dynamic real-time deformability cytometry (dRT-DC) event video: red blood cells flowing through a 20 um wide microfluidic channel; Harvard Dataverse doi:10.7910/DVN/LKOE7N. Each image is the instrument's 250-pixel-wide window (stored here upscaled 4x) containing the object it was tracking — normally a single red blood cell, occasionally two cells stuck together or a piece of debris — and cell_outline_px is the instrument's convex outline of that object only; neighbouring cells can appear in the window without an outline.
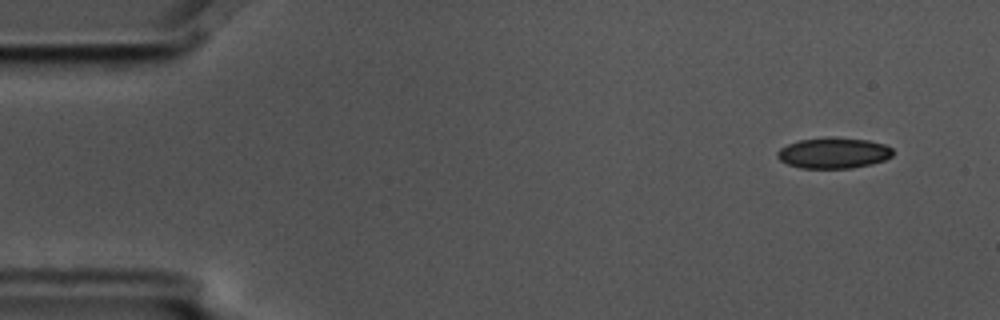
{"species": "common noctule bat (a hibernating species)", "species_latin": "Nyctalus noctula", "temperature_condition": "cold", "stored_images_in_passage": 4, "camera_frame_rate_fps": 3000, "um_per_image_px": 0.085, "animal": {"sex": "male", "body_mass_g": 17.5, "forearm_length_mm": 52.3}, "frame": {"image": 1, "passage_image": 1, "time_ms": 0.0, "image_size_px": [1000, 320], "cell_outline_px": [[892, 156], [884, 160], [872, 164], [852, 168], [800, 168], [788, 164], [780, 160], [776, 156], [776, 152], [780, 148], [788, 144], [800, 140], [824, 136], [868, 140], [884, 144], [892, 148]], "centroid_in_image_um": [70.83, 13.0], "position_along_channel_um": 14.2, "area_um2": 20.87}}